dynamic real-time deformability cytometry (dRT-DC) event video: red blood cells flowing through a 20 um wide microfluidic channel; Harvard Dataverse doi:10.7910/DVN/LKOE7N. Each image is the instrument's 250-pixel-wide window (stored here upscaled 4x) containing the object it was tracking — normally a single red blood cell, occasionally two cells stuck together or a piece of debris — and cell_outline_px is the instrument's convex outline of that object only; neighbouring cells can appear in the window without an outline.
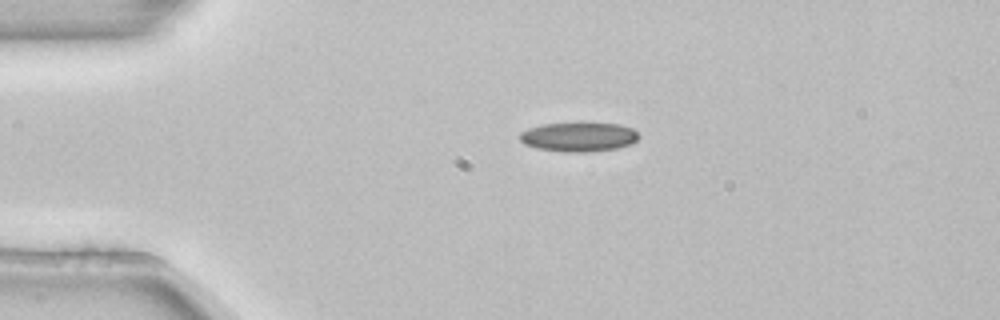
{"species": "common noctule bat (a hibernating species)", "species_latin": "Nyctalus noctula", "temperature_condition": "room temperature", "stored_images_in_passage": 3, "camera_frame_rate_fps": 3000, "um_per_image_px": 0.085, "animal": {"sex": "female", "body_mass_g": 22.7, "forearm_length_mm": 54.2}, "frame": {"image": 1, "passage_image": 1, "time_ms": 0.0, "image_size_px": [1000, 320], "cell_outline_px": [[640, 136], [632, 144], [616, 148], [592, 152], [564, 152], [536, 148], [524, 144], [520, 140], [520, 132], [544, 124], [620, 124], [632, 128]], "centroid_in_image_um": [49.21, 11.66], "position_along_channel_um": 35.8, "area_um2": 20.0}}